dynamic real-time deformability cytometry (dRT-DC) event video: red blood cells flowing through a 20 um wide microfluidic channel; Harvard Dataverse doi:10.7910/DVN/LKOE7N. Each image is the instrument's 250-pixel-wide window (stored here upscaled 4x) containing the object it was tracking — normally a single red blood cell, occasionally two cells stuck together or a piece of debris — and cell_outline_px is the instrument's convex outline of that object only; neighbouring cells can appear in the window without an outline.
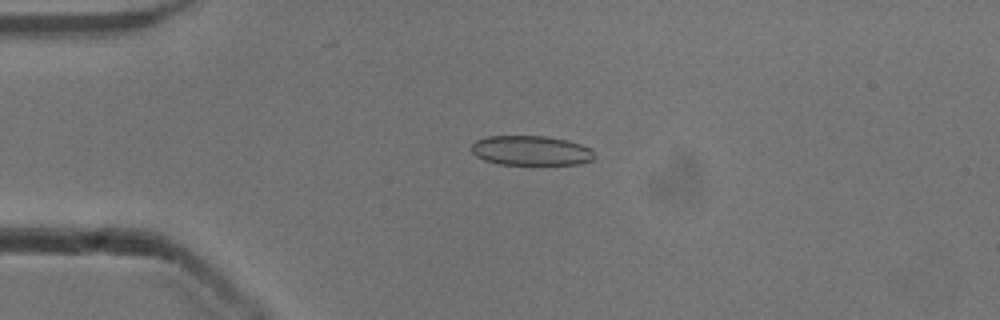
{"species": "common noctule bat (a hibernating species)", "species_latin": "Nyctalus noctula", "temperature_condition": "cold", "stored_images_in_passage": 4, "camera_frame_rate_fps": 3000, "um_per_image_px": 0.085, "animal": {"sex": "male", "body_mass_g": 13.3}, "frame": {"image": 1, "passage_image": 3, "time_ms": 0.667, "image_size_px": [1000, 320], "cell_outline_px": [[596, 156], [592, 160], [580, 164], [500, 164], [484, 160], [476, 156], [472, 152], [472, 144], [476, 140], [488, 136], [544, 136], [568, 140], [592, 148]], "centroid_in_image_um": [45.16, 12.79], "position_along_channel_um": 39.8, "area_um2": 21.33}}